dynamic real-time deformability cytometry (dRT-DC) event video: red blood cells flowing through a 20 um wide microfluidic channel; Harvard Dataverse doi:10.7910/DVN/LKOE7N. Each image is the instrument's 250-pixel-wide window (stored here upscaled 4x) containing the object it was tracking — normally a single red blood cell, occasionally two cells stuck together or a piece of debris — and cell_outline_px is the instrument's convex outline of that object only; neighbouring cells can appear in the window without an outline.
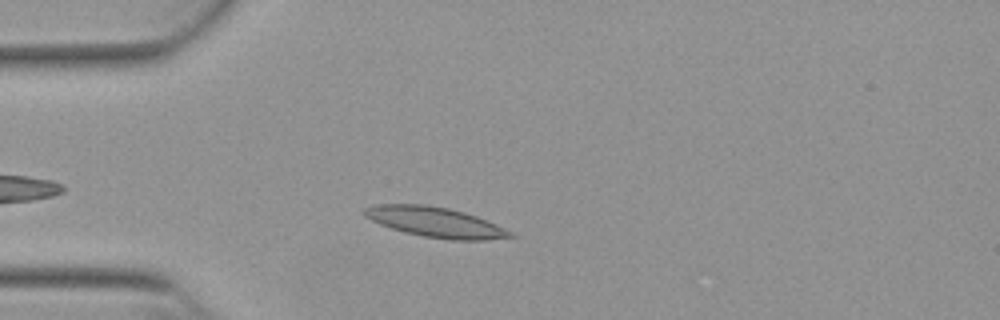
{"species": "Egyptian fruit bat (a non-hibernating species)", "species_latin": "Rousettus aegyptiacus", "temperature_condition": "warm", "stored_images_in_passage": 37, "camera_frame_rate_fps": 3000, "um_per_image_px": 0.085, "animal": {"sex": "female"}, "frame": {"image": 1, "passage_image": 1, "time_ms": 0.0, "image_size_px": [1000, 320], "cell_outline_px": [[516, 236], [484, 240], [452, 240], [424, 236], [404, 232], [380, 224], [364, 216], [360, 212], [364, 208], [380, 204], [424, 204], [448, 208], [464, 212], [476, 216], [496, 224], [512, 232]], "centroid_in_image_um": [36.98, 18.88], "position_along_channel_um": 48.0, "area_um2": 25.43}}
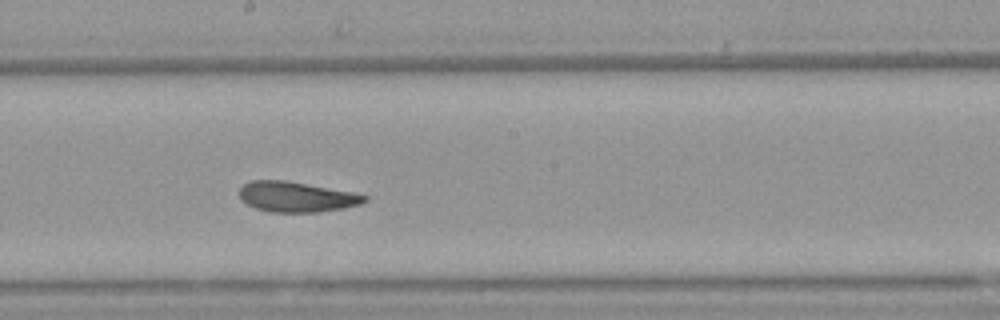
{"frame": {"image": 2, "passage_image": 16, "time_ms": 5.0, "image_size_px": [1000, 320], "cell_outline_px": [[368, 200], [360, 204], [344, 208], [316, 212], [268, 212], [256, 208], [240, 200], [240, 188], [244, 184], [252, 180], [284, 180], [352, 192], [368, 196]], "centroid_in_image_um": [25.19, 16.73], "position_along_channel_um": 223.0, "area_um2": 21.96}}
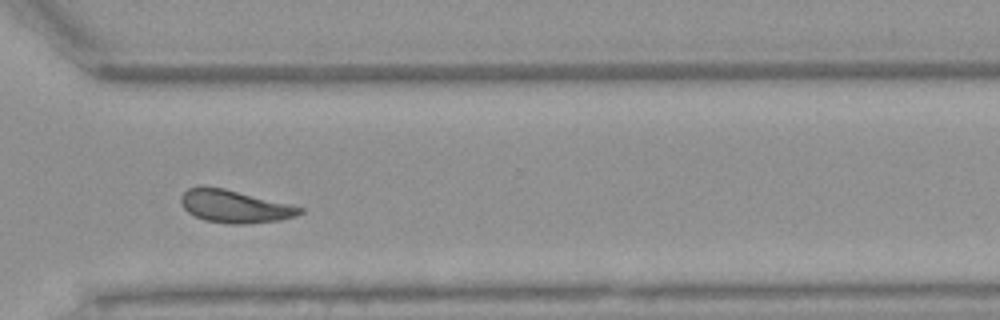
{"frame": {"image": 3, "passage_image": 26, "time_ms": 8.333, "image_size_px": [1000, 320], "cell_outline_px": [[304, 212], [296, 216], [280, 220], [248, 224], [228, 224], [204, 220], [188, 212], [180, 204], [180, 196], [188, 188], [224, 188], [304, 208]], "centroid_in_image_um": [19.96, 17.57], "position_along_channel_um": 350.6, "area_um2": 22.31}, "authors_computed_cell_mechanics": {"area_um2": 22.1952, "velocity_mm_per_s": 3.8178, "shape_relaxation_time_tau1_ms": 6.1802, "shape_relaxation_time_tau2_ms": 2.2328, "deformation_change_tau1": 0.1622, "deformation_change_tau2": 0.093}}